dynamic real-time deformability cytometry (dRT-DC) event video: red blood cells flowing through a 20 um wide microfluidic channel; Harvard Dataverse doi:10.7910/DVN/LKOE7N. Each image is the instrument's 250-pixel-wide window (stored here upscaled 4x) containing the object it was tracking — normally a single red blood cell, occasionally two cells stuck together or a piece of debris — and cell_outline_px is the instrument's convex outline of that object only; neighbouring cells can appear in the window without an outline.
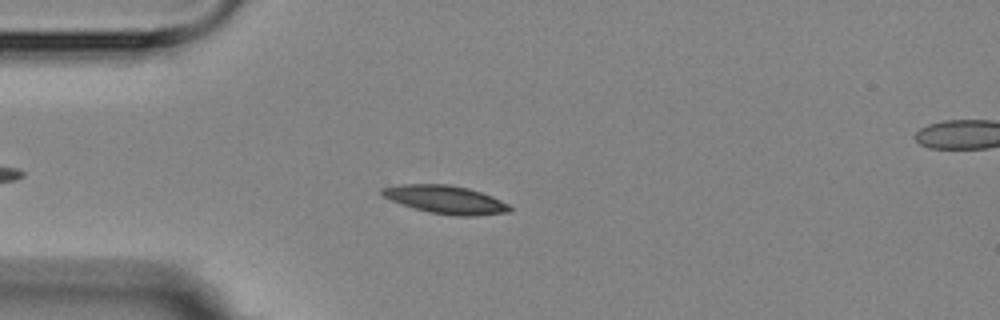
{"species": "Egyptian fruit bat (a non-hibernating species)", "species_latin": "Rousettus aegyptiacus", "temperature_condition": "room temperature", "stored_images_in_passage": 5, "segment_of_instrument_passage": [1, 2], "camera_frame_rate_fps": 3000, "um_per_image_px": 0.085, "animal": {"sex": "female"}, "frame": {"image": 1, "passage_image": 4, "time_ms": 4.333, "image_size_px": [1000, 320], "cell_outline_px": [[512, 208], [508, 212], [476, 216], [452, 216], [428, 212], [392, 200], [384, 196], [380, 192], [380, 188], [404, 184], [448, 184], [468, 188], [492, 196], [508, 204]], "centroid_in_image_um": [37.9, 16.97], "position_along_channel_um": 47.1, "area_um2": 20.75}}